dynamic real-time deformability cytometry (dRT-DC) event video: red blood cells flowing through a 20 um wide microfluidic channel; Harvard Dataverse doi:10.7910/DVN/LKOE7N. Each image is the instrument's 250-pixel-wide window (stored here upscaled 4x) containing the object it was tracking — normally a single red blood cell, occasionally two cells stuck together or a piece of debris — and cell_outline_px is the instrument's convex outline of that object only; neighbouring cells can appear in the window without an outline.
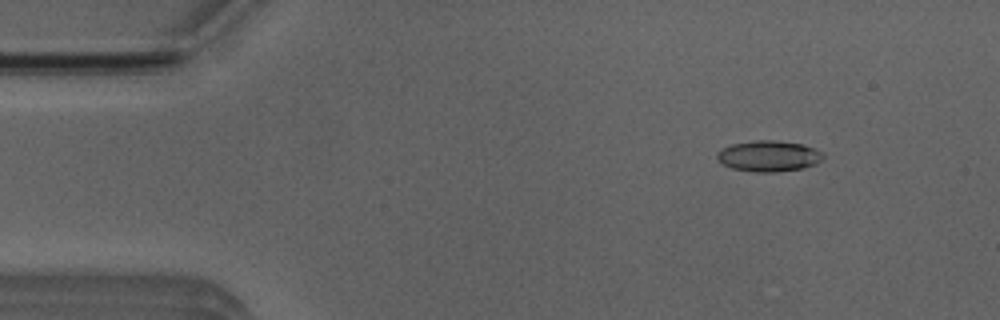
{"species": "Egyptian fruit bat (a non-hibernating species)", "species_latin": "Rousettus aegyptiacus", "temperature_condition": "room temperature", "stored_images_in_passage": 49, "camera_frame_rate_fps": 3000, "um_per_image_px": 0.085, "animal": {"sex": "male"}, "frame": {"image": 1, "passage_image": 2, "time_ms": 0.333, "image_size_px": [1000, 320], "cell_outline_px": [[824, 156], [816, 164], [804, 168], [776, 172], [756, 172], [732, 168], [724, 164], [716, 156], [716, 152], [732, 144], [752, 140], [772, 140], [804, 144], [824, 152]], "centroid_in_image_um": [65.38, 13.26], "position_along_channel_um": 19.6, "area_um2": 19.13}}
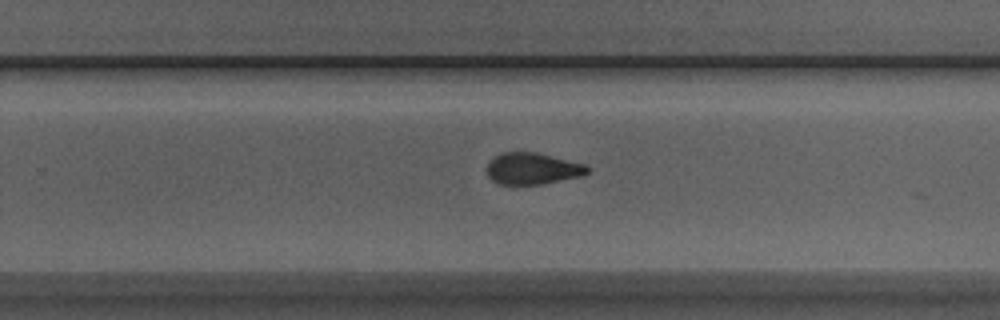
{"frame": {"image": 2, "passage_image": 29, "time_ms": 9.333, "image_size_px": [1000, 320], "cell_outline_px": [[588, 172], [584, 176], [544, 184], [500, 184], [492, 180], [488, 176], [488, 164], [496, 156], [504, 152], [536, 152], [584, 164], [588, 168]], "centroid_in_image_um": [45.29, 14.34], "position_along_channel_um": 284.5, "area_um2": 18.32}}
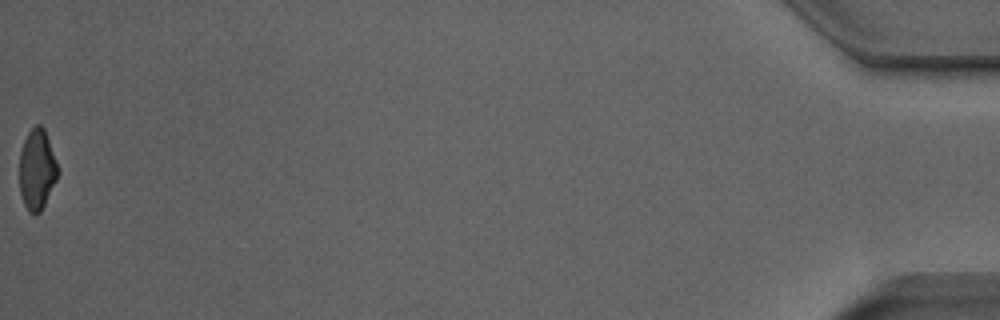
{"frame": {"image": 3, "passage_image": 49, "time_ms": 16.0, "image_size_px": [1000, 320], "cell_outline_px": [[60, 172], [40, 212], [36, 216], [28, 212], [24, 204], [20, 192], [20, 152], [24, 140], [28, 132], [36, 124], [40, 124], [44, 128]], "centroid_in_image_um": [3.14, 14.42], "position_along_channel_um": 432.1, "area_um2": 17.92}, "authors_computed_cell_mechanics": {"area_um2": 19.1318, "velocity_mm_per_s": 3.848, "shape_relaxation_time_tau1_ms": 9.0284, "shape_relaxation_time_tau2_ms": 2.5278, "deformation_change_tau1": 0.201, "deformation_change_tau2": 0.0884}}